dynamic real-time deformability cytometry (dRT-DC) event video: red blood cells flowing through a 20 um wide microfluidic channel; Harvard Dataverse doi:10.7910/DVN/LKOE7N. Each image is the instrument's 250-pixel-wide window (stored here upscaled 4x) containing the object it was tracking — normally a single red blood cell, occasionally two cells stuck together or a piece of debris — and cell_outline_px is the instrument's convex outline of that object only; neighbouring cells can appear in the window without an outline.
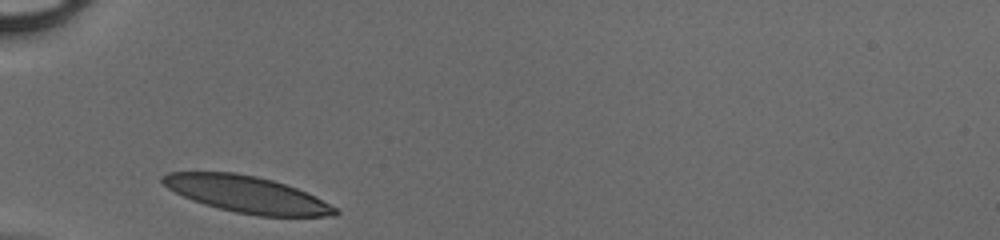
{"species": "human", "species_latin": "Homo sapiens", "temperature_condition": "cold", "stored_images_in_passage": 25, "camera_frame_rate_fps": 3000, "um_per_image_px": 0.085, "donor": {"sex": "male"}, "frame": {"image": 1, "passage_image": 1, "time_ms": 0.0, "image_size_px": [1000, 240], "cell_outline_px": [[340, 212], [336, 216], [260, 216], [236, 212], [204, 204], [192, 200], [168, 188], [160, 180], [160, 176], [168, 172], [236, 172], [256, 176], [272, 180], [296, 188], [336, 208]], "centroid_in_image_um": [20.94, 16.51], "position_along_channel_um": 64.1, "area_um2": 36.3}}
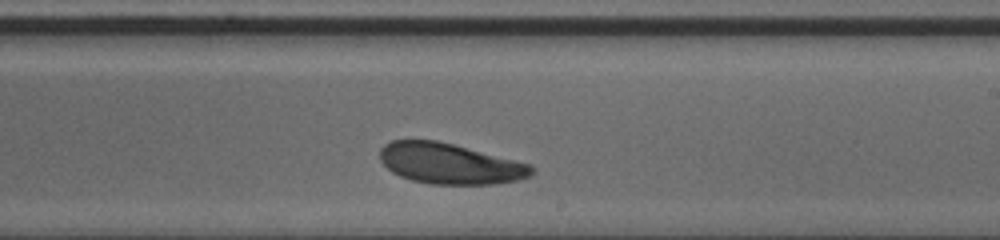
{"frame": {"image": 2, "passage_image": 15, "time_ms": 4.667, "image_size_px": [1000, 240], "cell_outline_px": [[536, 172], [532, 176], [520, 180], [492, 184], [432, 184], [412, 180], [400, 176], [392, 172], [380, 160], [380, 148], [384, 144], [392, 140], [436, 140], [532, 164], [536, 168]], "centroid_in_image_um": [38.28, 13.91], "position_along_channel_um": 250.7, "area_um2": 36.07}}
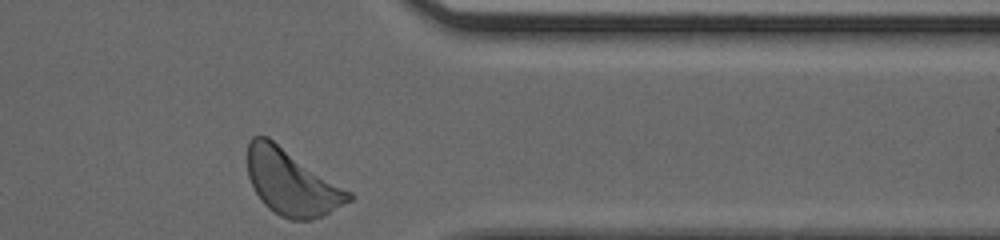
{"frame": {"image": 3, "passage_image": 25, "time_ms": 8.0, "image_size_px": [1000, 240], "cell_outline_px": [[356, 196], [352, 200], [312, 220], [288, 220], [280, 216], [268, 208], [260, 200], [248, 176], [248, 140], [252, 136], [268, 136], [352, 192]], "centroid_in_image_um": [24.78, 15.5], "position_along_channel_um": 386.6, "area_um2": 38.78}}